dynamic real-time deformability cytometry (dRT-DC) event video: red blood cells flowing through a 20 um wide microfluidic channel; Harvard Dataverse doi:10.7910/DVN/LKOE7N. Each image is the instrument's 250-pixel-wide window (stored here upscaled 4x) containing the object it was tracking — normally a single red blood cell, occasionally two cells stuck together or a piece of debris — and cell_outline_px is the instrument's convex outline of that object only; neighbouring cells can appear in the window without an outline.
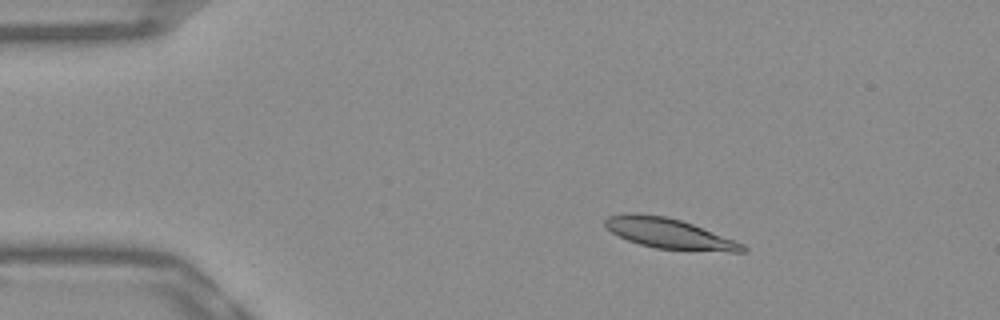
{"species": "Egyptian fruit bat (a non-hibernating species)", "species_latin": "Rousettus aegyptiacus", "temperature_condition": "warm", "stored_images_in_passage": 48, "camera_frame_rate_fps": 3000, "um_per_image_px": 0.085, "frame": {"image": 1, "passage_image": 4, "time_ms": 1.0, "image_size_px": [1000, 320], "cell_outline_px": [[748, 248], [744, 252], [728, 252], [656, 248], [640, 244], [628, 240], [612, 232], [604, 224], [604, 220], [608, 216], [624, 212], [640, 212], [668, 216], [692, 224], [744, 244]], "centroid_in_image_um": [56.85, 19.82], "position_along_channel_um": 28.2, "area_um2": 24.28}}
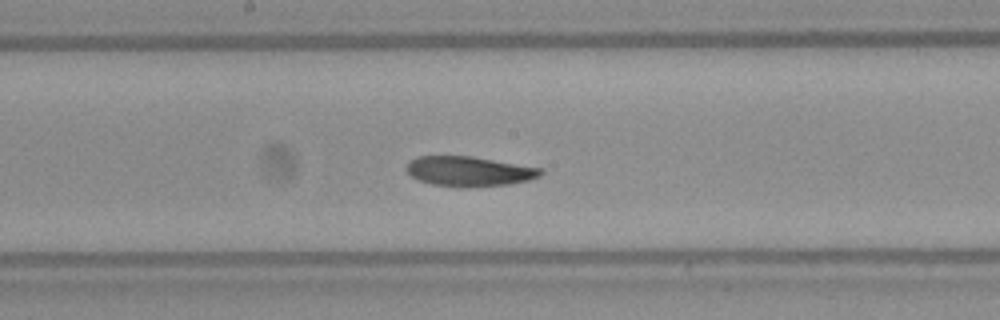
{"frame": {"image": 2, "passage_image": 23, "time_ms": 7.333, "image_size_px": [1000, 320], "cell_outline_px": [[544, 172], [540, 176], [528, 180], [508, 184], [468, 188], [464, 188], [432, 184], [420, 180], [412, 176], [408, 172], [408, 164], [412, 160], [420, 156], [472, 156], [544, 168]], "centroid_in_image_um": [39.95, 14.57], "position_along_channel_um": 208.3, "area_um2": 23.35}}
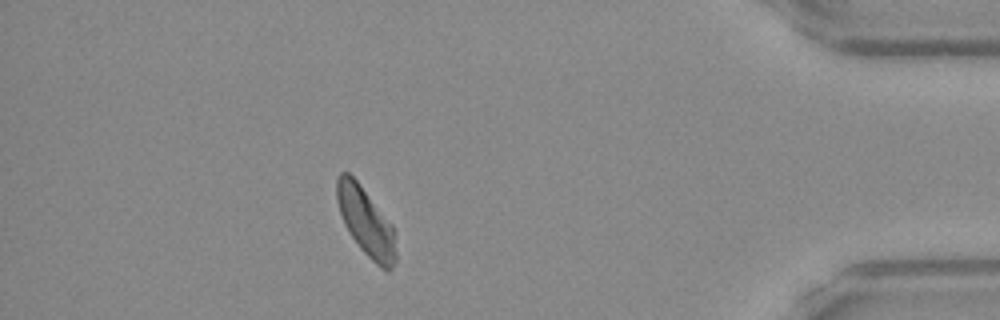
{"frame": {"image": 3, "passage_image": 42, "time_ms": 13.667, "image_size_px": [1000, 320], "cell_outline_px": [[396, 260], [392, 268], [388, 272], [376, 264], [360, 248], [344, 224], [336, 200], [336, 176], [340, 172], [348, 172], [356, 180], [392, 224], [396, 252]], "centroid_in_image_um": [31.08, 18.84], "position_along_channel_um": 404.1, "area_um2": 23.24}, "authors_computed_cell_mechanics": {"area_um2": 23.8714, "velocity_mm_per_s": 3.8199, "shape_relaxation_time_tau1_ms": 10.9406, "shape_relaxation_time_tau2_ms": null, "deformation_change_tau1": 0.2315, "deformation_change_tau2": null}}